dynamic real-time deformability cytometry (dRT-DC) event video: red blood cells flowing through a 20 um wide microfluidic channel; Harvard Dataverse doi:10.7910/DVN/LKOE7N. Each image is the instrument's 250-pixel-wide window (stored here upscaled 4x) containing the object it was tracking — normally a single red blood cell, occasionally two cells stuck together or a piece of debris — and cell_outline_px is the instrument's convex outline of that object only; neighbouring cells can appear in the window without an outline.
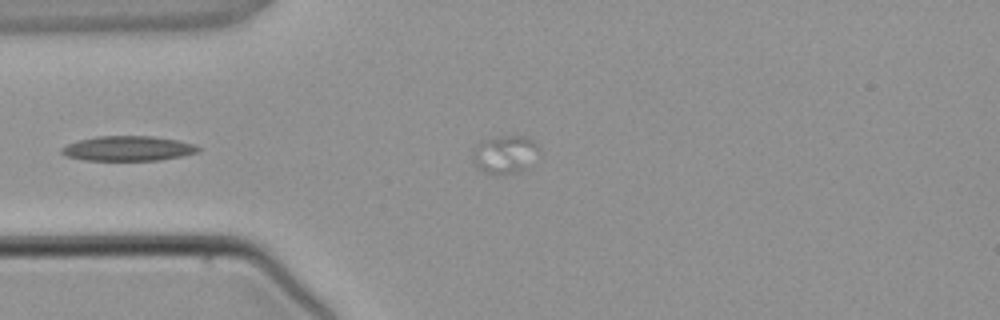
{"species": "common noctule bat (a hibernating species)", "species_latin": "Nyctalus noctula", "temperature_condition": "warm", "stored_images_in_passage": 4, "camera_frame_rate_fps": 3000, "um_per_image_px": 0.085, "animal": {"sex": "male", "body_mass_g": 21.5, "forearm_length_mm": 52.0}, "frame": {"image": 1, "passage_image": 3, "time_ms": 2.333, "image_size_px": [1000, 320], "cell_outline_px": [[536, 148], [524, 168], [516, 172], [496, 176], [484, 172], [472, 160], [472, 156], [476, 144], [484, 140], [508, 136], [524, 136], [532, 140], [536, 144]], "centroid_in_image_um": [42.8, 13.14], "position_along_channel_um": 42.2, "area_um2": 13.87}}
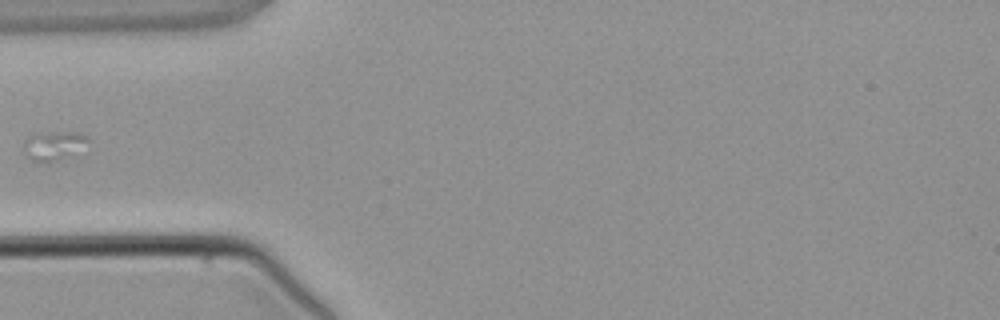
{"frame": {"image": 2, "passage_image": 4, "time_ms": 3.667, "image_size_px": [1000, 320], "cell_outline_px": [[88, 140], [64, 156], [48, 164], [32, 160], [24, 152], [24, 140], [28, 136], [36, 132], [80, 132], [88, 136]], "centroid_in_image_um": [4.44, 12.34], "position_along_channel_um": 80.6, "area_um2": 10.46}}